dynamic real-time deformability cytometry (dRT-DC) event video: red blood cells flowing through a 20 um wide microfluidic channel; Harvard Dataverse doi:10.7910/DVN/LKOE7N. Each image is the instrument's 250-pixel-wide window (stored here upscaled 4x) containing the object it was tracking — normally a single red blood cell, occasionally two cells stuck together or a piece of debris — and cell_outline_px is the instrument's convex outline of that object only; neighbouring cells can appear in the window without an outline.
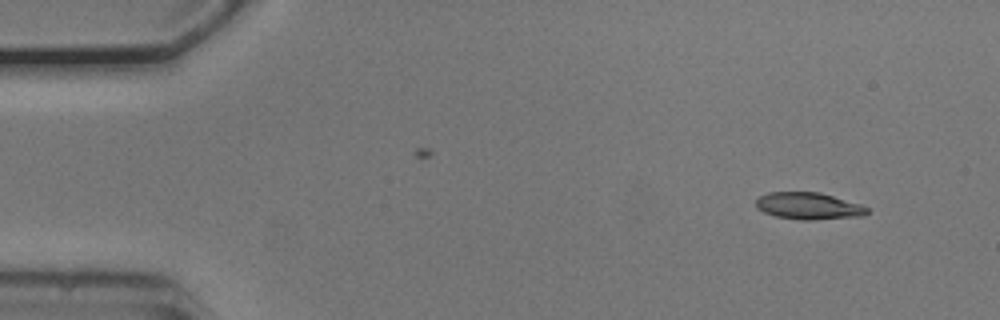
{"species": "common noctule bat (a hibernating species)", "species_latin": "Nyctalus noctula", "temperature_condition": "cold", "stored_images_in_passage": 12, "camera_frame_rate_fps": 3000, "um_per_image_px": 0.085, "animal": {"sex": "male", "body_mass_g": 20.5, "forearm_length_mm": 52.5}, "frame": {"image": 1, "passage_image": 1, "time_ms": 0.0, "image_size_px": [1000, 320], "cell_outline_px": [[868, 212], [864, 216], [812, 220], [800, 220], [776, 216], [764, 212], [756, 208], [756, 200], [760, 196], [768, 192], [820, 192], [860, 204], [868, 208]], "centroid_in_image_um": [68.73, 17.51], "position_along_channel_um": 16.3, "area_um2": 17.46}}
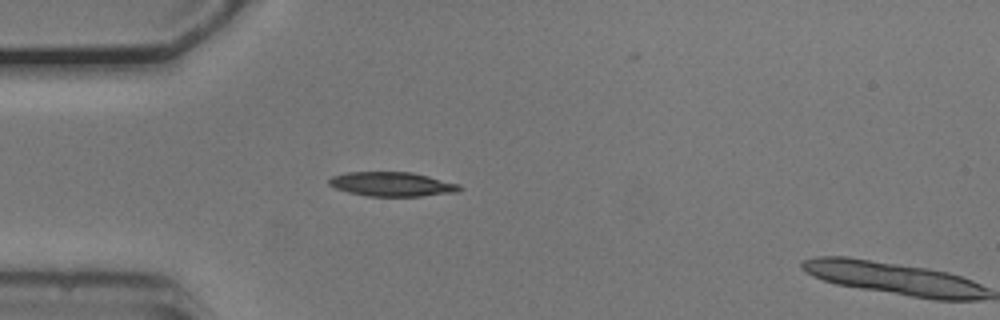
{"frame": {"image": 2, "passage_image": 11, "time_ms": 3.333, "image_size_px": [1000, 320], "cell_outline_px": [[464, 188], [460, 192], [420, 196], [368, 196], [348, 192], [336, 188], [328, 184], [328, 180], [332, 176], [344, 172], [412, 172], [460, 184]], "centroid_in_image_um": [33.35, 15.65], "position_along_channel_um": 51.7, "area_um2": 18.61}}